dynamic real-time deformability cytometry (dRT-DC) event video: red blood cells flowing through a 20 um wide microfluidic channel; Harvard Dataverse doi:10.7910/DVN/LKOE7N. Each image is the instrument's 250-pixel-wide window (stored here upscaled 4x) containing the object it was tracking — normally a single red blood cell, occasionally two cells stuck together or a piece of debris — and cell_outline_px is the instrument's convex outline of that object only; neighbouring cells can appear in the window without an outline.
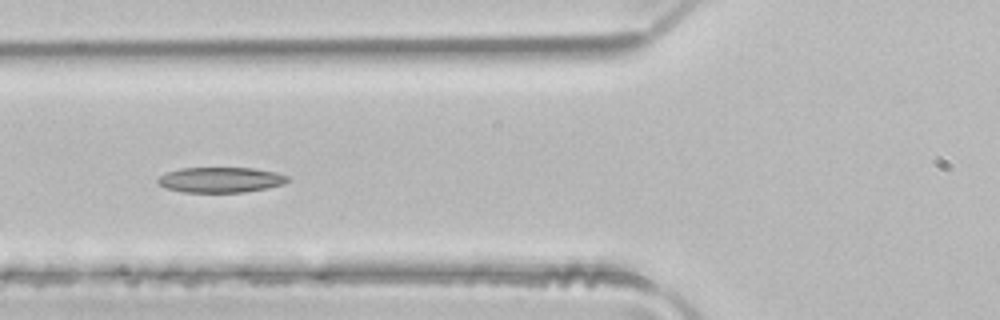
{"species": "common noctule bat (a hibernating species)", "species_latin": "Nyctalus noctula", "temperature_condition": "room temperature", "stored_images_in_passage": 6, "camera_frame_rate_fps": 3000, "um_per_image_px": 0.085, "animal": {"sex": "male", "body_mass_g": 21.5, "forearm_length_mm": 52.0}, "frame": {"image": 1, "passage_image": 6, "time_ms": 1.667, "image_size_px": [1000, 320], "cell_outline_px": [[288, 180], [284, 184], [268, 188], [244, 192], [184, 192], [168, 188], [160, 184], [156, 180], [160, 176], [168, 172], [180, 168], [252, 168], [276, 172], [288, 176]], "centroid_in_image_um": [18.78, 15.28], "position_along_channel_um": 107.0, "area_um2": 19.02}}